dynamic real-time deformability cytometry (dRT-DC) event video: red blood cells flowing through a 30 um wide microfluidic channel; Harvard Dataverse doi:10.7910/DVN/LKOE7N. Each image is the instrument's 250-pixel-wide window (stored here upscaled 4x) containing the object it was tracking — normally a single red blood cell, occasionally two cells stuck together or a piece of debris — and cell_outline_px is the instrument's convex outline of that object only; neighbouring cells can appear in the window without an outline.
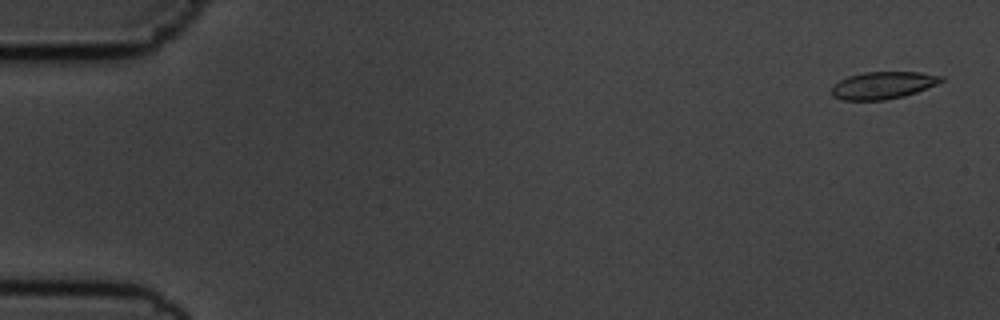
{"species": "common noctule bat (a hibernating species)", "species_latin": "Nyctalus noctula", "temperature_condition": "cold", "stored_images_in_passage": 52, "camera_frame_rate_fps": 3000, "um_per_image_px": 0.085, "animal": {"sex": "male", "body_mass_g": 19.5, "forearm_length_mm": 54.6}, "frame": {"image": 1, "passage_image": 2, "time_ms": 0.333, "image_size_px": [1000, 320], "cell_outline_px": [[944, 80], [936, 84], [916, 92], [904, 96], [884, 100], [844, 100], [832, 96], [832, 84], [848, 76], [864, 72], [920, 72], [944, 76]], "centroid_in_image_um": [75.04, 7.24], "position_along_channel_um": 10.0, "area_um2": 17.4}}
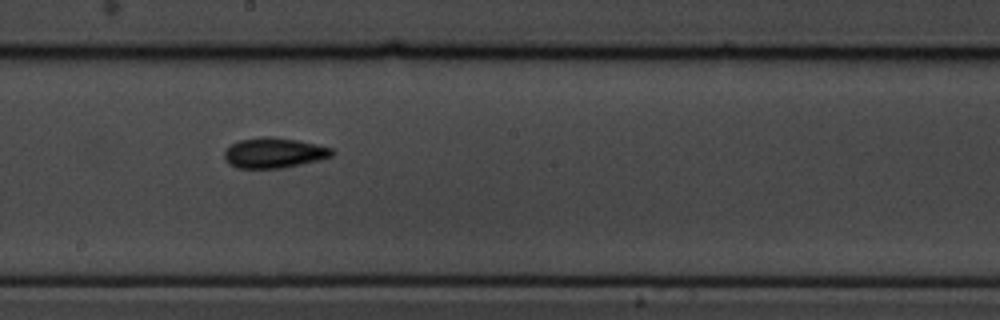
{"frame": {"image": 2, "passage_image": 31, "time_ms": 10.0, "image_size_px": [1000, 320], "cell_outline_px": [[336, 152], [332, 156], [320, 160], [280, 168], [236, 168], [228, 164], [224, 160], [224, 152], [232, 144], [240, 140], [264, 136], [272, 136], [296, 140], [316, 144], [332, 148]], "centroid_in_image_um": [23.29, 12.99], "position_along_channel_um": 224.9, "area_um2": 19.02}}
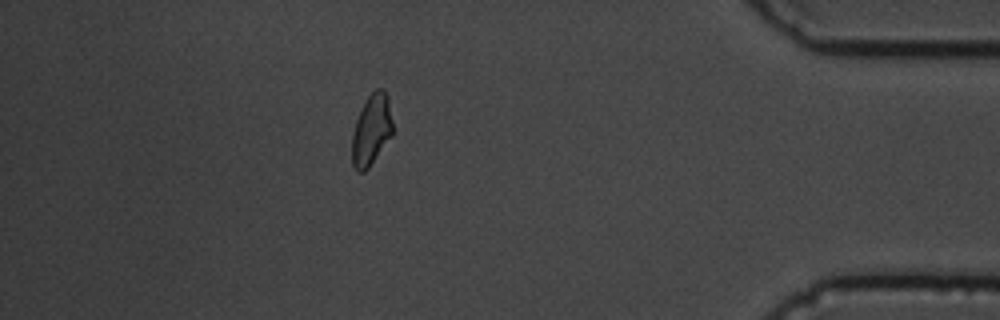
{"frame": {"image": 3, "passage_image": 49, "time_ms": 16.0, "image_size_px": [1000, 320], "cell_outline_px": [[392, 136], [368, 168], [364, 172], [356, 172], [352, 164], [352, 132], [356, 120], [368, 96], [376, 88], [380, 88], [388, 96], [392, 120]], "centroid_in_image_um": [31.57, 11.07], "position_along_channel_um": 403.6, "area_um2": 16.76}}